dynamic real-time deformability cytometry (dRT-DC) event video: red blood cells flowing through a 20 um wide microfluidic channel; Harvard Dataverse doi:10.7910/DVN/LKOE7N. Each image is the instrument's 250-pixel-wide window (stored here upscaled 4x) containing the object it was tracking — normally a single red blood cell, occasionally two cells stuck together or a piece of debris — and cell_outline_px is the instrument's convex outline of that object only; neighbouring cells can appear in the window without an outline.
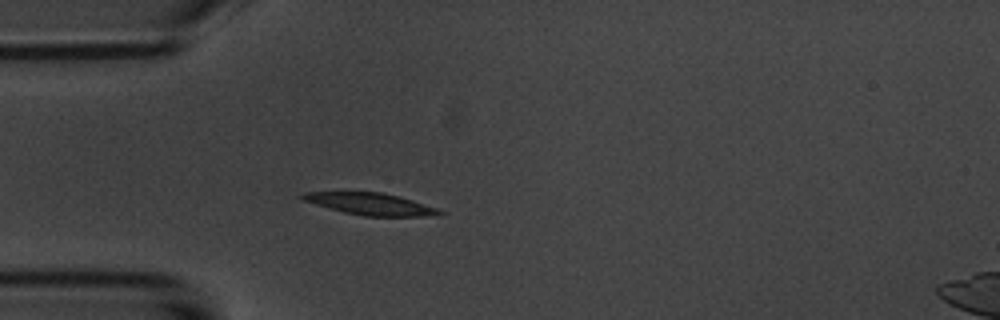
{"species": "common noctule bat (a hibernating species)", "species_latin": "Nyctalus noctula", "temperature_condition": "room temperature", "stored_images_in_passage": 5, "camera_frame_rate_fps": 3000, "um_per_image_px": 0.085, "animal": {"sex": "male", "body_mass_g": 20.1, "forearm_length_mm": 53.5}, "frame": {"image": 1, "passage_image": 5, "time_ms": 4.333, "image_size_px": [1000, 320], "cell_outline_px": [[444, 212], [440, 216], [364, 216], [344, 212], [316, 204], [304, 200], [296, 196], [304, 192], [384, 192], [400, 196], [436, 208]], "centroid_in_image_um": [31.51, 17.33], "position_along_channel_um": 53.5, "area_um2": 17.46}}